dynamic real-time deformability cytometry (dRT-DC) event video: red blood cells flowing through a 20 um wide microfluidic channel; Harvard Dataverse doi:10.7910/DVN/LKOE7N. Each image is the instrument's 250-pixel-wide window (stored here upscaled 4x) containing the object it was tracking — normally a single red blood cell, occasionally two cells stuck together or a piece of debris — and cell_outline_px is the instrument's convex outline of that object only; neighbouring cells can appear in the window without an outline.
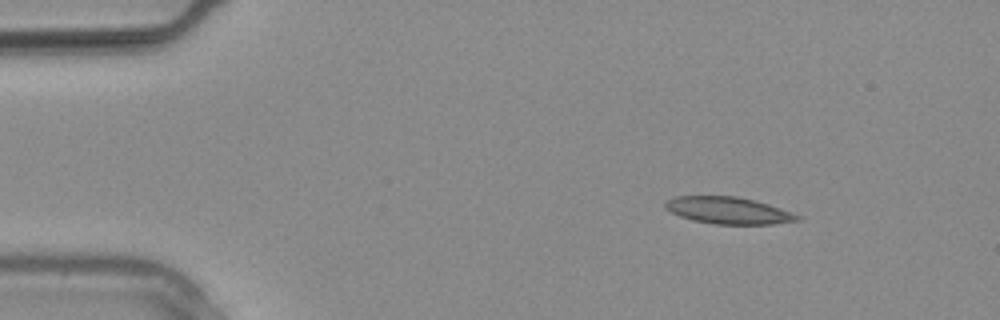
{"species": "common noctule bat (a hibernating species)", "species_latin": "Nyctalus noctula", "temperature_condition": "warm", "stored_images_in_passage": 2, "camera_frame_rate_fps": 3000, "um_per_image_px": 0.085, "animal": {"sex": "male", "body_mass_g": 20.4}, "frame": {"image": 1, "passage_image": 1, "time_ms": 0.0, "image_size_px": [1000, 320], "cell_outline_px": [[800, 220], [772, 224], [716, 224], [692, 220], [680, 216], [664, 208], [664, 200], [676, 196], [736, 196], [768, 204], [792, 212], [800, 216]], "centroid_in_image_um": [61.87, 17.88], "position_along_channel_um": 23.1, "area_um2": 20.63}}